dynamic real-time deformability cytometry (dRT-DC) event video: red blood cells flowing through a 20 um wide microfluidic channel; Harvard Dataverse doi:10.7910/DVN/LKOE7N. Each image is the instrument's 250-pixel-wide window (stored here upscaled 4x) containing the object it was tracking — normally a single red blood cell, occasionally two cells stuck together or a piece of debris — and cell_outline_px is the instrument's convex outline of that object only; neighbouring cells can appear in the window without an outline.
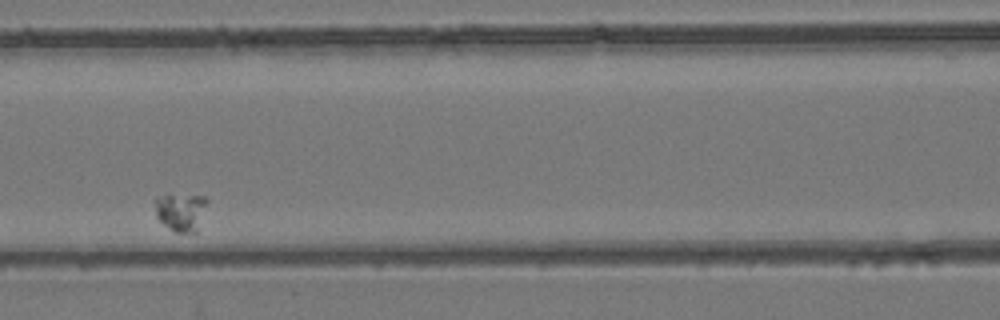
{"species": "common noctule bat (a hibernating species)", "species_latin": "Nyctalus noctula", "temperature_condition": "room temperature", "stored_images_in_passage": 4, "camera_frame_rate_fps": 3000, "um_per_image_px": 0.085, "animal": {"sex": "female", "body_mass_g": 24.6, "forearm_length_mm": 56.2}, "frame": {"image": 1, "passage_image": 3, "time_ms": 0.667, "image_size_px": [1000, 320], "cell_outline_px": [[208, 200], [196, 232], [176, 232], [164, 224], [156, 216], [156, 200], [168, 192], [204, 196]], "centroid_in_image_um": [15.38, 17.95], "position_along_channel_um": 151.2, "area_um2": 11.56}}
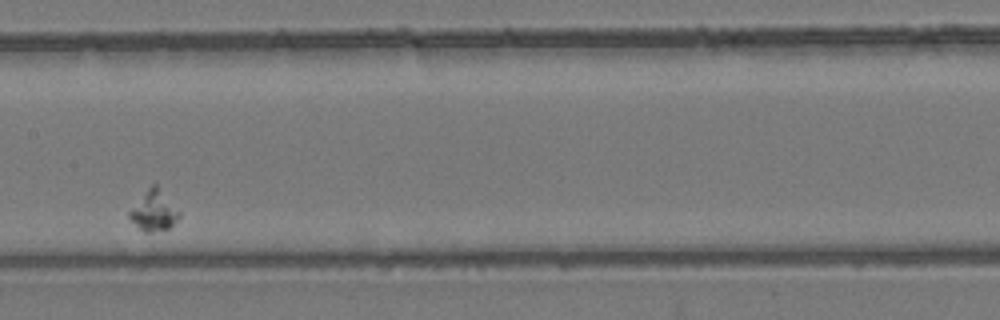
{"frame": {"image": 2, "passage_image": 4, "time_ms": 1.0, "image_size_px": [1000, 320], "cell_outline_px": [[180, 216], [168, 228], [152, 232], [144, 232], [128, 216], [128, 212], [148, 188], [152, 184], [156, 184], [180, 212]], "centroid_in_image_um": [13.08, 17.92], "position_along_channel_um": 194.3, "area_um2": 11.21}}